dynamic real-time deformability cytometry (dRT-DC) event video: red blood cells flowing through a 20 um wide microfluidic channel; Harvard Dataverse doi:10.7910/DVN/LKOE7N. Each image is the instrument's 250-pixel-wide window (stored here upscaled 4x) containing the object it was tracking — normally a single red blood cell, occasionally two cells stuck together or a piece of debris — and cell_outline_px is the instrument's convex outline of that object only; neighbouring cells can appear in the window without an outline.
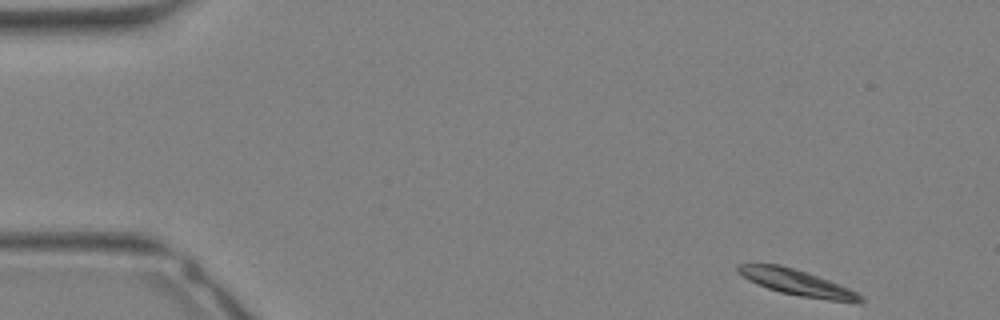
{"species": "Egyptian fruit bat (a non-hibernating species)", "species_latin": "Rousettus aegyptiacus", "temperature_condition": "warm", "stored_images_in_passage": 6, "camera_frame_rate_fps": 3000, "um_per_image_px": 0.085, "animal": {"sex": "female"}, "frame": {"image": 1, "passage_image": 1, "time_ms": 0.0, "image_size_px": [1000, 320], "cell_outline_px": [[864, 300], [860, 304], [856, 304], [800, 296], [780, 292], [756, 284], [748, 280], [736, 272], [736, 264], [780, 264], [808, 272], [840, 284], [856, 292]], "centroid_in_image_um": [67.76, 24.02], "position_along_channel_um": 17.2, "area_um2": 18.73}}